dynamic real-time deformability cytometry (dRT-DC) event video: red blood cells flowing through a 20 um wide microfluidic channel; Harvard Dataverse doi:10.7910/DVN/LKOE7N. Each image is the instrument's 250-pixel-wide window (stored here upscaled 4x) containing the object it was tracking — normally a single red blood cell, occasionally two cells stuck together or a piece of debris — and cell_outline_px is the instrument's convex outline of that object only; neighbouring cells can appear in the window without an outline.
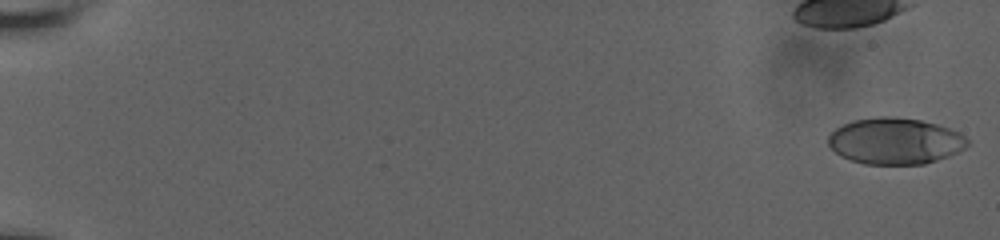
{"species": "human", "species_latin": "Homo sapiens", "temperature_condition": "room temperature", "stored_images_in_passage": 30, "camera_frame_rate_fps": 3000, "um_per_image_px": 0.085, "donor": {"sex": "male"}, "frame": {"image": 1, "passage_image": 1, "time_ms": 0.0, "image_size_px": [1000, 240], "cell_outline_px": [[968, 144], [964, 148], [948, 156], [924, 164], [864, 164], [840, 156], [828, 144], [828, 136], [836, 128], [852, 120], [876, 116], [892, 116], [920, 120], [936, 124], [960, 132], [968, 140]], "centroid_in_image_um": [76.06, 11.98], "position_along_channel_um": 8.9, "area_um2": 37.51}}
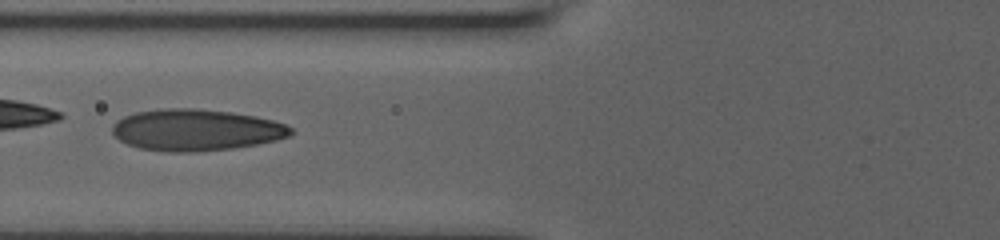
{"frame": {"image": 2, "passage_image": 25, "time_ms": 8.333, "image_size_px": [1000, 240], "cell_outline_px": [[292, 132], [288, 136], [276, 140], [256, 144], [232, 148], [188, 152], [172, 152], [140, 148], [128, 144], [120, 140], [112, 132], [112, 124], [116, 120], [124, 116], [136, 112], [164, 108], [196, 108], [232, 112], [256, 116], [272, 120], [284, 124], [292, 128]], "centroid_in_image_um": [16.63, 11.03], "position_along_channel_um": 109.2, "area_um2": 43.0}}